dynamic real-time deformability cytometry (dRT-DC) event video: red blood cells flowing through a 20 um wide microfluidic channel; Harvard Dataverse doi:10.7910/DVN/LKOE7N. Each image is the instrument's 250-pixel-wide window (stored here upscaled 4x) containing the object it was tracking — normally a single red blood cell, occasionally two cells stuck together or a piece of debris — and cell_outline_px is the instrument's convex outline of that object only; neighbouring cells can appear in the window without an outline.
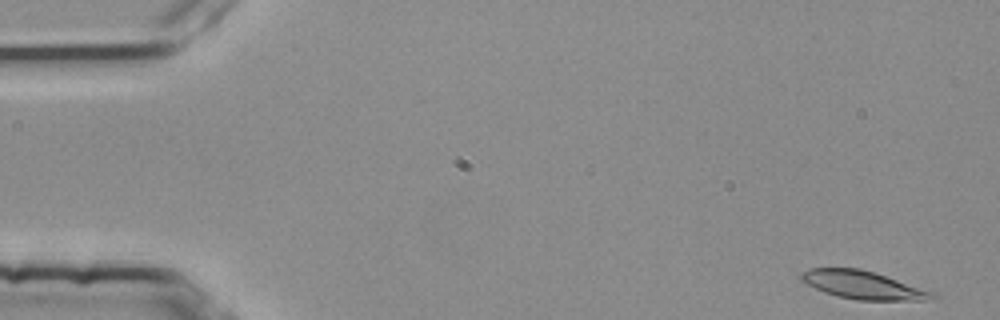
{"species": "common noctule bat (a hibernating species)", "species_latin": "Nyctalus noctula", "temperature_condition": "room temperature", "stored_images_in_passage": 49, "camera_frame_rate_fps": 3000, "um_per_image_px": 0.085, "animal": {"sex": "female", "body_mass_g": 25.1}, "frame": {"image": 1, "passage_image": 1, "time_ms": 0.0, "image_size_px": [1000, 320], "cell_outline_px": [[936, 296], [924, 300], [856, 300], [836, 296], [824, 292], [800, 280], [800, 272], [812, 268], [860, 268], [936, 292]], "centroid_in_image_um": [73.33, 24.22], "position_along_channel_um": 11.7, "area_um2": 21.27}}
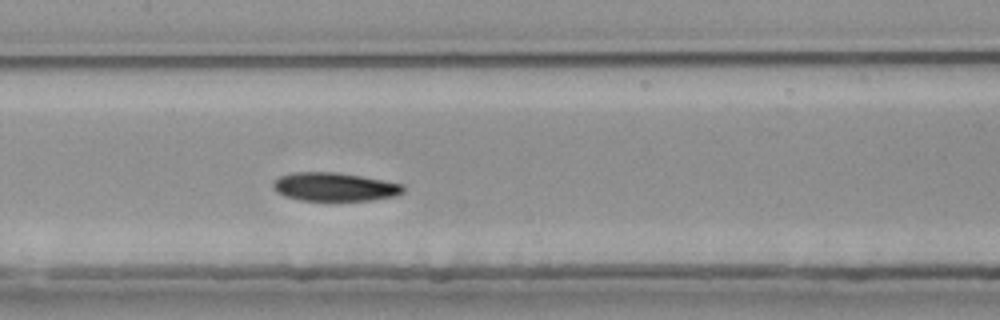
{"frame": {"image": 2, "passage_image": 25, "time_ms": 8.0, "image_size_px": [1000, 320], "cell_outline_px": [[404, 192], [396, 196], [372, 200], [300, 200], [284, 196], [276, 192], [272, 184], [280, 176], [292, 172], [336, 172], [360, 176], [404, 184]], "centroid_in_image_um": [28.44, 15.88], "position_along_channel_um": 179.0, "area_um2": 21.56}}
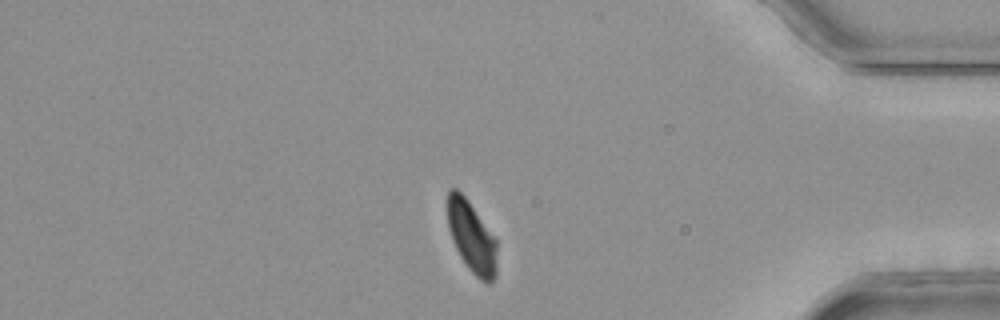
{"frame": {"image": 3, "passage_image": 45, "time_ms": 14.667, "image_size_px": [1000, 320], "cell_outline_px": [[496, 276], [492, 284], [488, 284], [480, 280], [468, 268], [460, 256], [452, 240], [448, 228], [448, 188], [456, 188], [468, 200], [496, 240]], "centroid_in_image_um": [40.09, 20.17], "position_along_channel_um": 395.1, "area_um2": 20.4}, "authors_computed_cell_mechanics": {"area_um2": 21.7328, "velocity_mm_per_s": 3.7465, "shape_relaxation_time_tau1_ms": 3.8283, "shape_relaxation_time_tau2_ms": 2.6434, "deformation_change_tau1": 0.1409, "deformation_change_tau2": 0.0727}}